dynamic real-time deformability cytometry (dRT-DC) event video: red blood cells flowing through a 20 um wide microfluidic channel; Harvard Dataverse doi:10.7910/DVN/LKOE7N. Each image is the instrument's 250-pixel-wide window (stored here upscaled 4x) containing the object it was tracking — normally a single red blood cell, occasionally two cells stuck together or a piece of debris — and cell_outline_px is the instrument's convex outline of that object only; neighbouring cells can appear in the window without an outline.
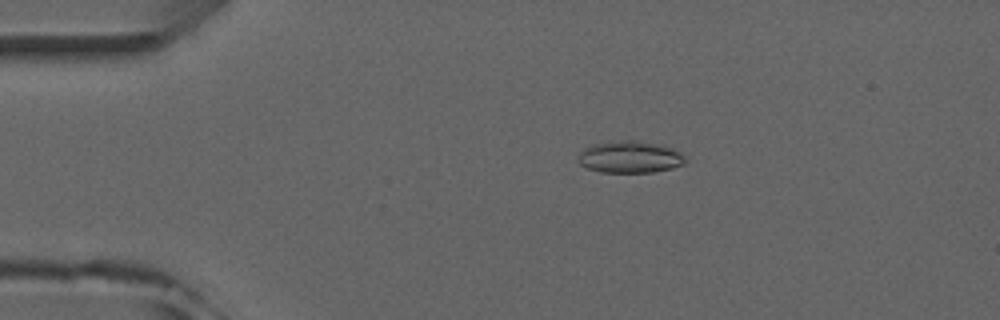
{"species": "common noctule bat (a hibernating species)", "species_latin": "Nyctalus noctula", "temperature_condition": "room temperature", "stored_images_in_passage": 3, "camera_frame_rate_fps": 3000, "um_per_image_px": 0.085, "animal": {"sex": "male", "forearm_length_mm": 52.5}, "frame": {"image": 1, "passage_image": 1, "time_ms": 0.0, "image_size_px": [1000, 320], "cell_outline_px": [[684, 164], [672, 168], [652, 172], [600, 172], [588, 168], [580, 164], [576, 160], [580, 152], [584, 148], [608, 140], [636, 140], [656, 144], [672, 148], [680, 152], [684, 156]], "centroid_in_image_um": [53.5, 13.34], "position_along_channel_um": 31.5, "area_um2": 19.94}}